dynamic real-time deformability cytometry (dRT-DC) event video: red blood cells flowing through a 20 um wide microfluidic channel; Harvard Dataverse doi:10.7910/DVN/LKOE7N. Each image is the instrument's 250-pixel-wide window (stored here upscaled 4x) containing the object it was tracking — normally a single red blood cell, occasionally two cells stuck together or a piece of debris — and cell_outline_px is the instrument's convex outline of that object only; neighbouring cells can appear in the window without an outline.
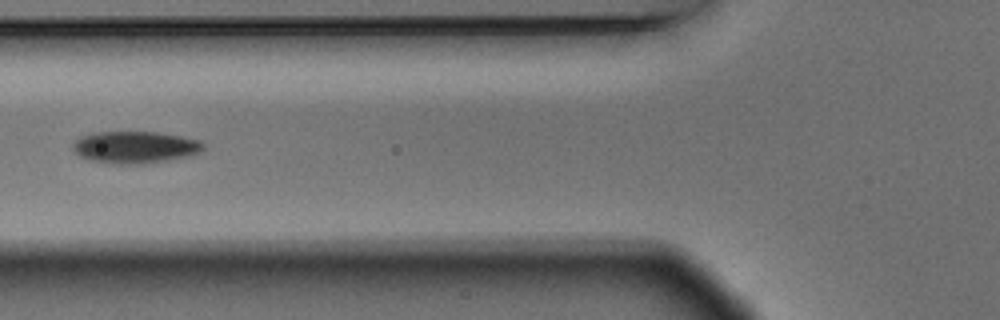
{"species": "Egyptian fruit bat (a non-hibernating species)", "species_latin": "Rousettus aegyptiacus", "temperature_condition": "warm", "stored_images_in_passage": 4, "camera_frame_rate_fps": 3000, "um_per_image_px": 0.085, "animal": {"sex": "male"}, "frame": {"image": 1, "passage_image": 4, "time_ms": 1.0, "image_size_px": [1000, 320], "cell_outline_px": [[204, 148], [200, 152], [188, 156], [144, 164], [112, 164], [88, 160], [72, 152], [72, 144], [80, 136], [92, 132], [160, 132], [200, 140], [204, 144]], "centroid_in_image_um": [11.43, 12.51], "position_along_channel_um": 114.4, "area_um2": 24.62}}